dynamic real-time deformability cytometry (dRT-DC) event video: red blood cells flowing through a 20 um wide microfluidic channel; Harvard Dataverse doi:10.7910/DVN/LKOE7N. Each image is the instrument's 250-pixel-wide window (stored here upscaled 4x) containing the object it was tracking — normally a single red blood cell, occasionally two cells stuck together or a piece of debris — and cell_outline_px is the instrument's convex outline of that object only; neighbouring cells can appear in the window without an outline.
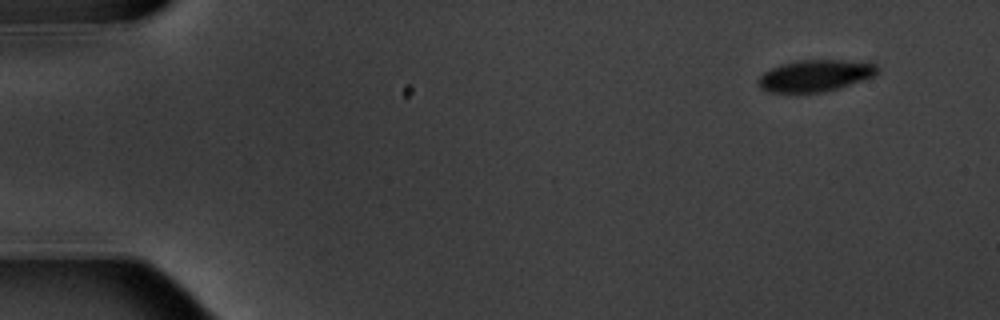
{"species": "common noctule bat (a hibernating species)", "species_latin": "Nyctalus noctula", "temperature_condition": "warm", "stored_images_in_passage": 6, "camera_frame_rate_fps": 3000, "um_per_image_px": 0.085, "animal": {"sex": "male", "body_mass_g": 20.1, "forearm_length_mm": 53.5}, "frame": {"image": 1, "passage_image": 1, "time_ms": 0.0, "image_size_px": [1000, 320], "cell_outline_px": [[880, 72], [872, 76], [840, 88], [824, 92], [768, 92], [760, 88], [756, 84], [756, 80], [764, 72], [780, 64], [796, 60], [868, 60], [876, 64]], "centroid_in_image_um": [69.31, 6.41], "position_along_channel_um": 15.7, "area_um2": 22.37}}
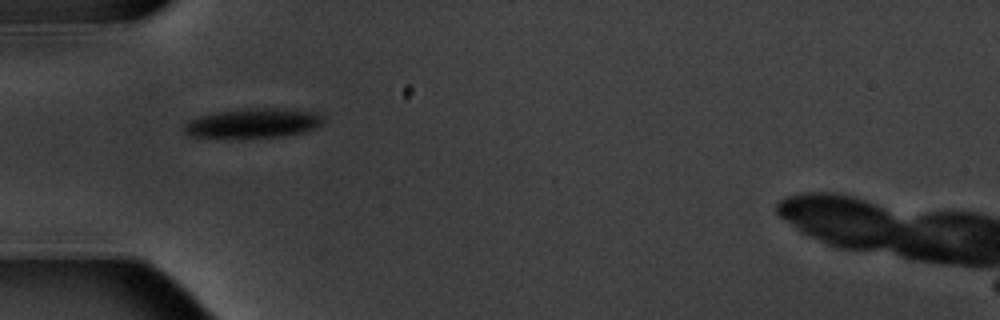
{"frame": {"image": 2, "passage_image": 5, "time_ms": 4.667, "image_size_px": [1000, 320], "cell_outline_px": [[324, 116], [320, 124], [316, 128], [304, 132], [280, 136], [188, 136], [184, 128], [184, 124], [188, 120], [200, 116], [216, 112], [240, 108], [276, 108], [316, 112]], "centroid_in_image_um": [21.54, 10.43], "position_along_channel_um": 63.5, "area_um2": 23.35}}